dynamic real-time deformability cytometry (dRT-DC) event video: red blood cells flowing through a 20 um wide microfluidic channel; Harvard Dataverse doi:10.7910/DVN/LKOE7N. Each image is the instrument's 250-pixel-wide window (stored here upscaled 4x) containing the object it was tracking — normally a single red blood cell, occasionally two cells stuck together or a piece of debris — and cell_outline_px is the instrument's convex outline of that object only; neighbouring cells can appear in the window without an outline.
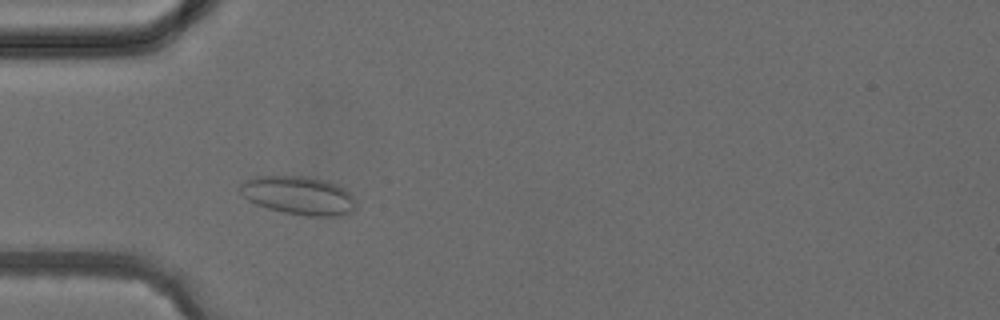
{"species": "common noctule bat (a hibernating species)", "species_latin": "Nyctalus noctula", "temperature_condition": "cold", "stored_images_in_passage": 4, "camera_frame_rate_fps": 3000, "um_per_image_px": 0.085, "animal": {"sex": "female", "body_mass_g": 24.6, "forearm_length_mm": 56.2}, "frame": {"image": 1, "passage_image": 3, "time_ms": 2.333, "image_size_px": [1000, 320], "cell_outline_px": [[356, 208], [352, 212], [340, 216], [308, 216], [284, 212], [268, 208], [256, 204], [248, 200], [240, 192], [240, 184], [244, 180], [252, 176], [304, 176], [324, 180], [336, 184], [344, 188], [356, 200]], "centroid_in_image_um": [25.39, 16.61], "position_along_channel_um": 59.6, "area_um2": 26.07}}
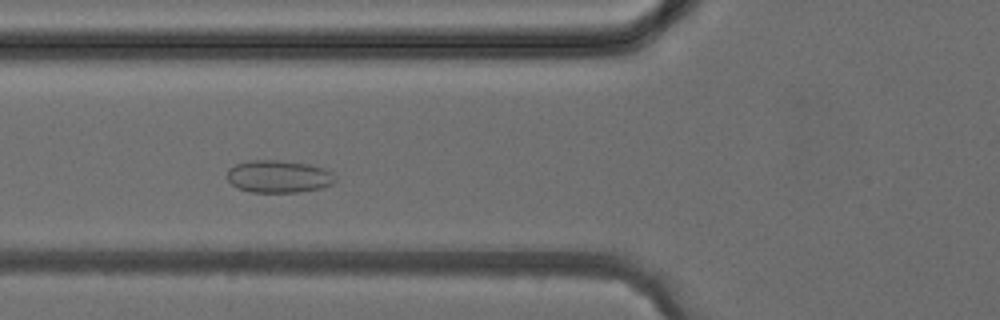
{"frame": {"image": 2, "passage_image": 4, "time_ms": 3.333, "image_size_px": [1000, 320], "cell_outline_px": [[336, 180], [332, 184], [320, 188], [296, 192], [252, 192], [240, 188], [232, 184], [228, 180], [228, 168], [236, 164], [248, 160], [280, 160], [308, 164], [324, 168], [332, 172], [336, 176]], "centroid_in_image_um": [23.7, 14.99], "position_along_channel_um": 102.1, "area_um2": 20.4}}